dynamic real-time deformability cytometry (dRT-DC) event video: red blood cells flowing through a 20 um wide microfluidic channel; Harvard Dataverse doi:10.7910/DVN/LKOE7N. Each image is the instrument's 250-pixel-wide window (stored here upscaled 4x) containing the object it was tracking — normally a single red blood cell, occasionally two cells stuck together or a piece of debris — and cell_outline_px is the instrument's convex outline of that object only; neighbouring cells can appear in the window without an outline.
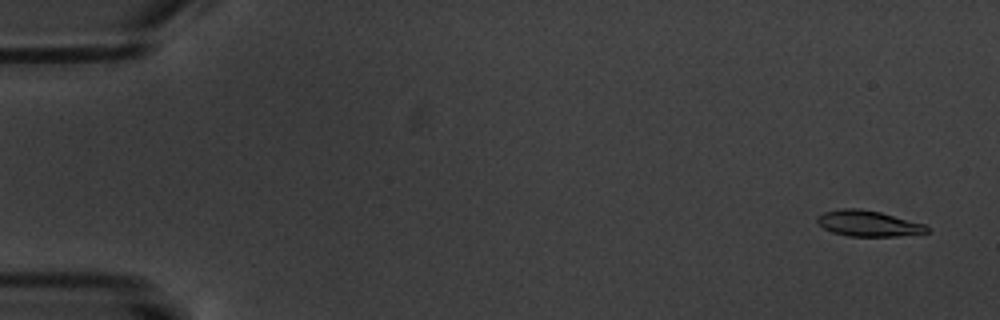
{"species": "common noctule bat (a hibernating species)", "species_latin": "Nyctalus noctula", "temperature_condition": "warm", "stored_images_in_passage": 9, "camera_frame_rate_fps": 3000, "um_per_image_px": 0.085, "animal": {"sex": "male", "body_mass_g": 20.1, "forearm_length_mm": 53.5}, "frame": {"image": 1, "passage_image": 1, "time_ms": 0.0, "image_size_px": [1000, 320], "cell_outline_px": [[928, 232], [900, 236], [848, 236], [832, 232], [824, 228], [816, 220], [816, 216], [824, 212], [844, 208], [856, 208], [880, 212], [924, 224], [928, 228]], "centroid_in_image_um": [73.77, 18.99], "position_along_channel_um": 11.2, "area_um2": 16.3}}
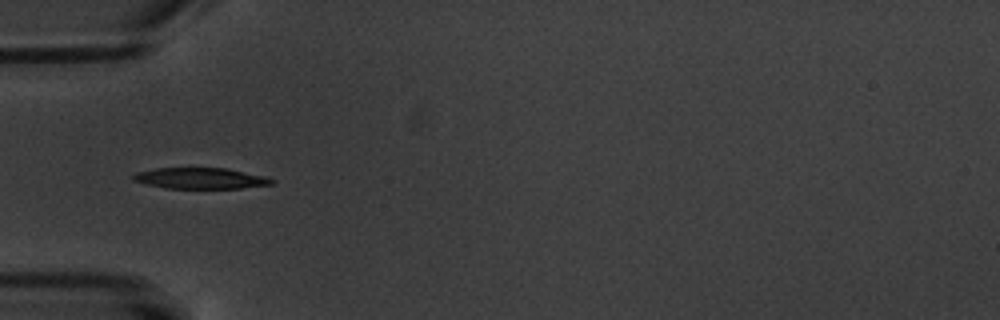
{"frame": {"image": 2, "passage_image": 6, "time_ms": 5.667, "image_size_px": [1000, 320], "cell_outline_px": [[276, 184], [240, 188], [164, 188], [132, 180], [132, 176], [136, 172], [156, 168], [228, 168], [268, 176], [276, 180]], "centroid_in_image_um": [17.13, 15.15], "position_along_channel_um": 67.9, "area_um2": 17.17}}